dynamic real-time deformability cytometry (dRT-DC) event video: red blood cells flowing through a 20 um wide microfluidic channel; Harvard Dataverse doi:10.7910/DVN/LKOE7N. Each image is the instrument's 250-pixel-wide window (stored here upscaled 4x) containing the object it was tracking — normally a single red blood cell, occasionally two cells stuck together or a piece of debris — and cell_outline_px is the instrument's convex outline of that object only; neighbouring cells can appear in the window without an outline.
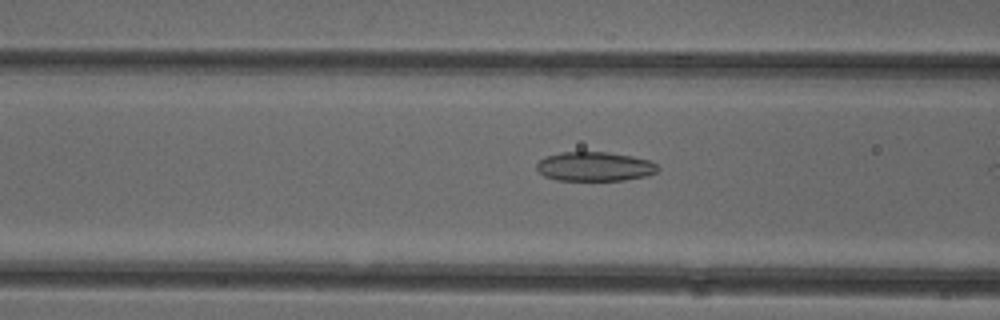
{"species": "common noctule bat (a hibernating species)", "species_latin": "Nyctalus noctula", "temperature_condition": "cold", "stored_images_in_passage": 16, "camera_frame_rate_fps": 3000, "um_per_image_px": 0.085, "animal": {"sex": "female"}, "frame": {"image": 1, "passage_image": 14, "time_ms": 4.333, "image_size_px": [1000, 320], "cell_outline_px": [[660, 168], [656, 172], [644, 176], [624, 180], [556, 180], [544, 176], [536, 168], [536, 164], [544, 156], [560, 152], [608, 152], [632, 156], [648, 160], [656, 164]], "centroid_in_image_um": [50.52, 14.15], "position_along_channel_um": 116.1, "area_um2": 20.63}}